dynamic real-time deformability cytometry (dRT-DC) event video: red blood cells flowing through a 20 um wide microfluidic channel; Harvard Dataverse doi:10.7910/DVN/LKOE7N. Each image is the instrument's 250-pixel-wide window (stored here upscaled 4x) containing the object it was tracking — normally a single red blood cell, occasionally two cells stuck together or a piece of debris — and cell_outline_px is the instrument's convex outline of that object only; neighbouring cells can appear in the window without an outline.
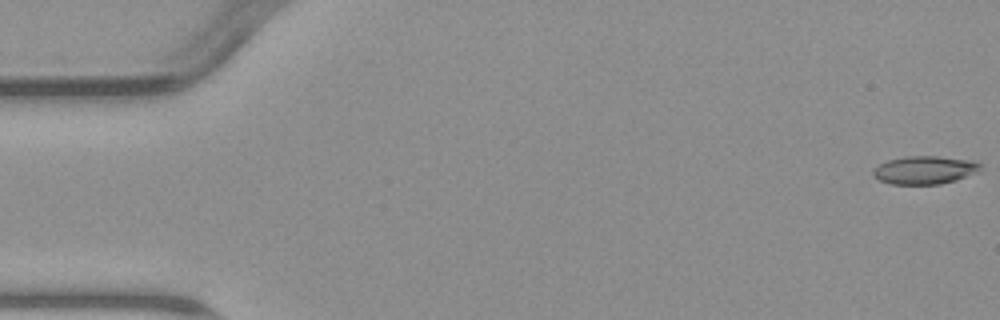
{"species": "common noctule bat (a hibernating species)", "species_latin": "Nyctalus noctula", "temperature_condition": "warm", "stored_images_in_passage": 5, "camera_frame_rate_fps": 3000, "um_per_image_px": 0.085, "animal": {"sex": "male", "body_mass_g": 23.1, "forearm_length_mm": 52.7}, "frame": {"image": 1, "passage_image": 1, "time_ms": 0.0, "image_size_px": [1000, 320], "cell_outline_px": [[984, 164], [980, 172], [956, 180], [940, 184], [892, 184], [880, 180], [872, 176], [872, 168], [888, 160], [904, 156], [936, 156], [976, 160]], "centroid_in_image_um": [78.66, 14.44], "position_along_channel_um": 6.3, "area_um2": 17.98}}
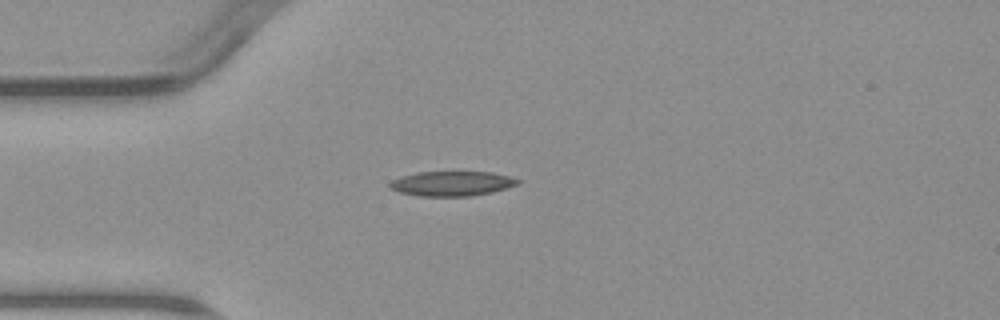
{"frame": {"image": 2, "passage_image": 5, "time_ms": 4.667, "image_size_px": [1000, 320], "cell_outline_px": [[520, 184], [492, 192], [472, 196], [420, 196], [400, 192], [392, 188], [388, 184], [392, 180], [416, 172], [492, 172], [508, 176], [520, 180]], "centroid_in_image_um": [38.44, 15.6], "position_along_channel_um": 46.6, "area_um2": 18.32}}